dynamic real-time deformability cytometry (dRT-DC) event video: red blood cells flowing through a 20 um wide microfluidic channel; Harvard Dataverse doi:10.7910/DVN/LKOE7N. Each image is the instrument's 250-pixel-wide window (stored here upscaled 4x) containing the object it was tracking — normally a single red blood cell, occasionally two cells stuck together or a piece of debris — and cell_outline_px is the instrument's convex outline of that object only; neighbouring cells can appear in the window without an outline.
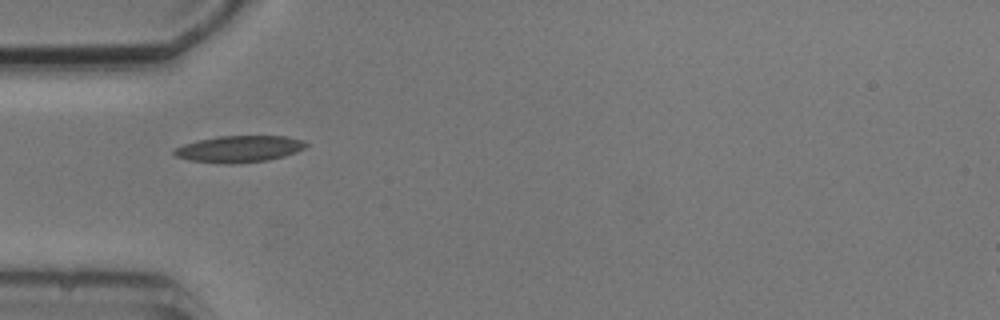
{"species": "common noctule bat (a hibernating species)", "species_latin": "Nyctalus noctula", "temperature_condition": "cold", "stored_images_in_passage": 7, "camera_frame_rate_fps": 3000, "um_per_image_px": 0.085, "animal": {"sex": "male", "body_mass_g": 20.5, "forearm_length_mm": 52.5}, "frame": {"image": 1, "passage_image": 4, "time_ms": 3.667, "image_size_px": [1000, 320], "cell_outline_px": [[308, 144], [304, 148], [296, 152], [284, 156], [268, 160], [232, 164], [224, 164], [188, 160], [176, 156], [172, 152], [176, 148], [184, 144], [200, 140], [220, 136], [288, 136], [304, 140]], "centroid_in_image_um": [20.36, 12.66], "position_along_channel_um": 64.6, "area_um2": 20.4}}
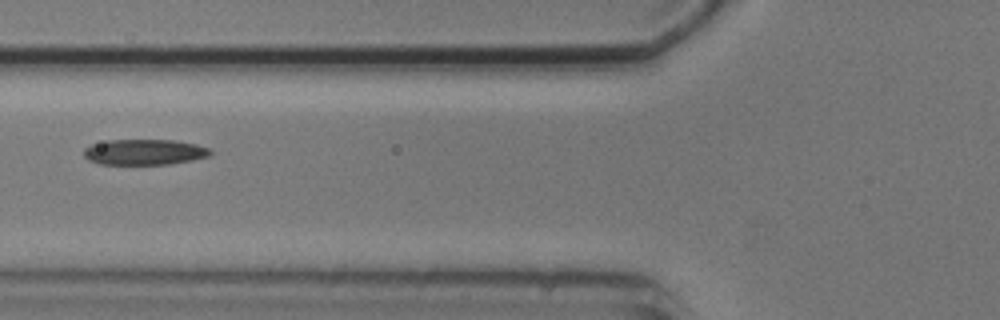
{"frame": {"image": 2, "passage_image": 5, "time_ms": 5.0, "image_size_px": [1000, 320], "cell_outline_px": [[212, 152], [208, 156], [192, 160], [168, 164], [100, 164], [88, 160], [84, 156], [84, 148], [92, 144], [108, 140], [176, 140], [196, 144], [208, 148]], "centroid_in_image_um": [12.25, 12.92], "position_along_channel_um": 113.5, "area_um2": 18.84}}
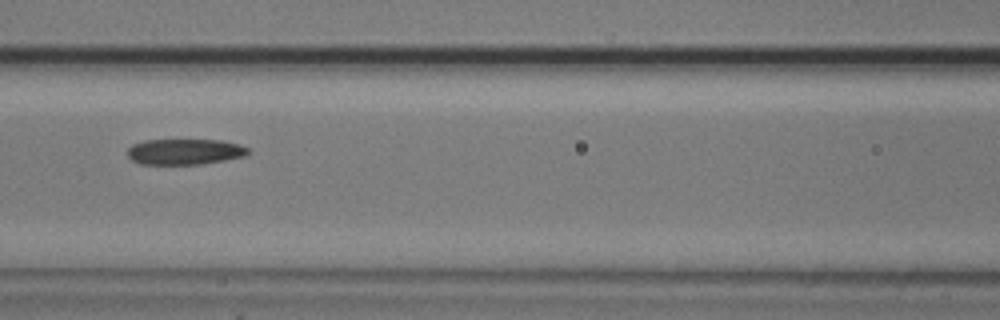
{"frame": {"image": 3, "passage_image": 6, "time_ms": 6.0, "image_size_px": [1000, 320], "cell_outline_px": [[252, 152], [244, 156], [204, 164], [140, 164], [132, 160], [128, 156], [128, 148], [132, 144], [144, 140], [220, 140], [240, 144], [248, 148]], "centroid_in_image_um": [15.72, 12.89], "position_along_channel_um": 150.9, "area_um2": 18.21}}